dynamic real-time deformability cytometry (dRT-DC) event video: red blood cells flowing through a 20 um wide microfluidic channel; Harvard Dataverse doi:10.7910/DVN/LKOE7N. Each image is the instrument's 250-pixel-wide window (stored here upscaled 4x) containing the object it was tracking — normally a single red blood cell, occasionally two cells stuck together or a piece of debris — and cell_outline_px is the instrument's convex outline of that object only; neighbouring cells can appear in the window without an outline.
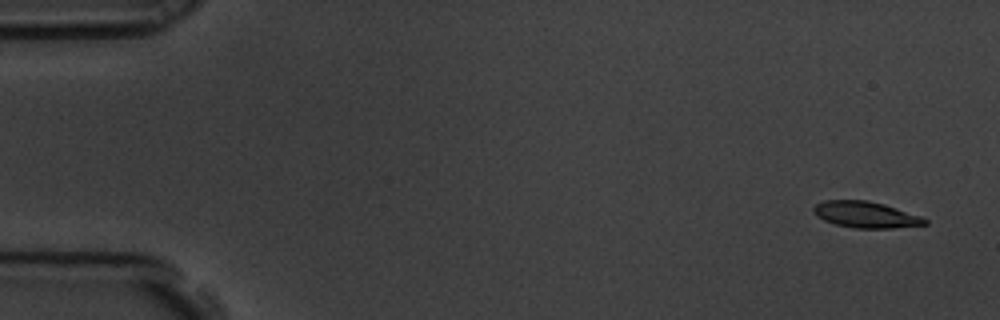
{"species": "common noctule bat (a hibernating species)", "species_latin": "Nyctalus noctula", "temperature_condition": "room temperature", "stored_images_in_passage": 6, "segment_of_instrument_passage": [2, 2], "camera_frame_rate_fps": 3000, "um_per_image_px": 0.085, "animal": {"sex": "male", "body_mass_g": 19.5, "forearm_length_mm": 54.6}, "frame": {"image": 1, "passage_image": 6, "time_ms": 1.667, "image_size_px": [1000, 320], "cell_outline_px": [[928, 224], [892, 228], [856, 228], [836, 224], [824, 220], [816, 216], [812, 212], [812, 208], [816, 204], [824, 200], [868, 200], [884, 204], [920, 216], [928, 220]], "centroid_in_image_um": [73.56, 18.24], "position_along_channel_um": 11.4, "area_um2": 16.99}}